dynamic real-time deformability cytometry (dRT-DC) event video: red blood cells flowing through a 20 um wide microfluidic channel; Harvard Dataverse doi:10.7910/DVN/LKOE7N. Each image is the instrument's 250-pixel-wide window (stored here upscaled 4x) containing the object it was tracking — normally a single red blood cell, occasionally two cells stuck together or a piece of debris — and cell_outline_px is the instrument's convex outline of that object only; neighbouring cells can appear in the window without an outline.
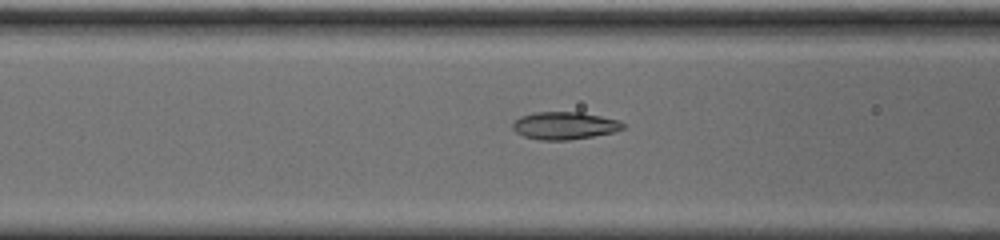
{"species": "common noctule bat (a hibernating species)", "species_latin": "Nyctalus noctula", "temperature_condition": "cold", "stored_images_in_passage": 50, "camera_frame_rate_fps": 3000, "um_per_image_px": 0.085, "animal": {"sex": "male", "body_mass_g": 20.0, "forearm_length_mm": 53.3}, "frame": {"image": 1, "passage_image": 16, "time_ms": 5.0, "image_size_px": [1000, 240], "cell_outline_px": [[624, 128], [612, 132], [592, 136], [568, 140], [540, 140], [524, 136], [516, 132], [512, 128], [512, 124], [520, 116], [536, 112], [580, 112], [600, 116], [616, 120], [624, 124]], "centroid_in_image_um": [47.94, 10.68], "position_along_channel_um": 118.7, "area_um2": 17.46}}
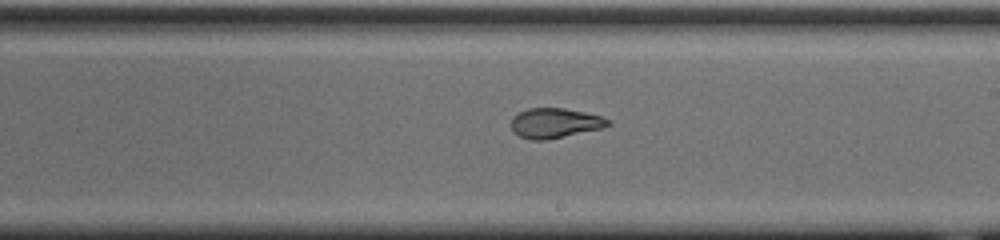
{"frame": {"image": 2, "passage_image": 26, "time_ms": 8.333, "image_size_px": [1000, 240], "cell_outline_px": [[612, 124], [600, 128], [544, 140], [532, 140], [520, 136], [512, 128], [512, 116], [528, 108], [564, 108], [584, 112], [600, 116], [608, 120]], "centroid_in_image_um": [47.14, 10.44], "position_along_channel_um": 241.9, "area_um2": 16.42}}
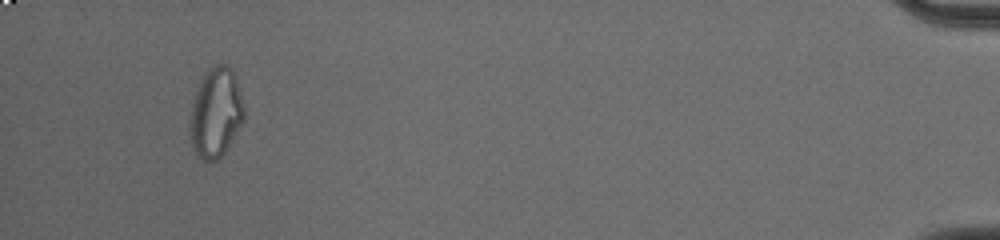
{"frame": {"image": 3, "passage_image": 47, "time_ms": 15.333, "image_size_px": [1000, 240], "cell_outline_px": [[244, 120], [224, 152], [216, 160], [204, 160], [196, 152], [188, 128], [188, 120], [192, 100], [204, 76], [216, 64], [228, 64], [232, 68], [236, 76], [244, 108]], "centroid_in_image_um": [18.34, 9.56], "position_along_channel_um": 416.9, "area_um2": 27.92}, "authors_computed_cell_mechanics": {"area_um2": 17.8024, "velocity_mm_per_s": 3.7064, "shape_relaxation_time_tau1_ms": null, "shape_relaxation_time_tau2_ms": 1.4139, "deformation_change_tau1": null, "deformation_change_tau2": 0.0646}}